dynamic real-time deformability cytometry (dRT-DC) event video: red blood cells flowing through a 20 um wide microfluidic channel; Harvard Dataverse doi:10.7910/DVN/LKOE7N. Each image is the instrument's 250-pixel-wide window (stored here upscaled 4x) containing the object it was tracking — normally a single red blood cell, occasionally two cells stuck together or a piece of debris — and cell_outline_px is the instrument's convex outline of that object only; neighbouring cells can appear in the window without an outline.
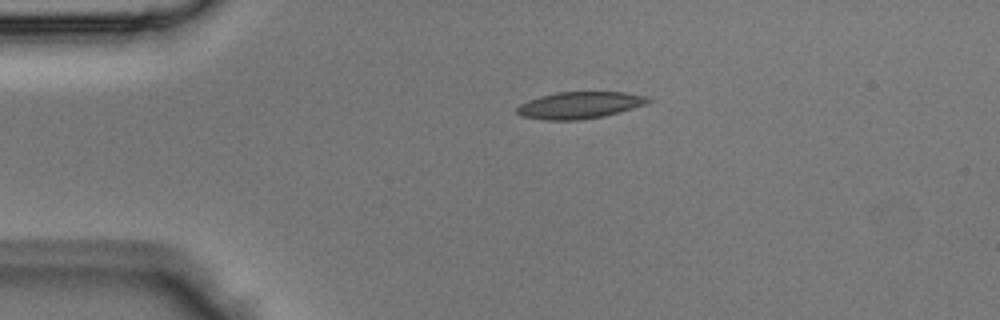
{"species": "Egyptian fruit bat (a non-hibernating species)", "species_latin": "Rousettus aegyptiacus", "temperature_condition": "room temperature", "stored_images_in_passage": 1, "camera_frame_rate_fps": 3000, "um_per_image_px": 0.085, "animal": {"sex": "male"}, "frame": {"image": 1, "passage_image": 1, "time_ms": 0.0, "image_size_px": [1000, 320], "cell_outline_px": [[652, 100], [648, 104], [604, 116], [580, 120], [544, 120], [520, 116], [516, 112], [516, 108], [520, 104], [528, 100], [540, 96], [556, 92], [624, 92], [648, 96]], "centroid_in_image_um": [49.27, 8.94], "position_along_channel_um": 35.7, "area_um2": 20.69}}